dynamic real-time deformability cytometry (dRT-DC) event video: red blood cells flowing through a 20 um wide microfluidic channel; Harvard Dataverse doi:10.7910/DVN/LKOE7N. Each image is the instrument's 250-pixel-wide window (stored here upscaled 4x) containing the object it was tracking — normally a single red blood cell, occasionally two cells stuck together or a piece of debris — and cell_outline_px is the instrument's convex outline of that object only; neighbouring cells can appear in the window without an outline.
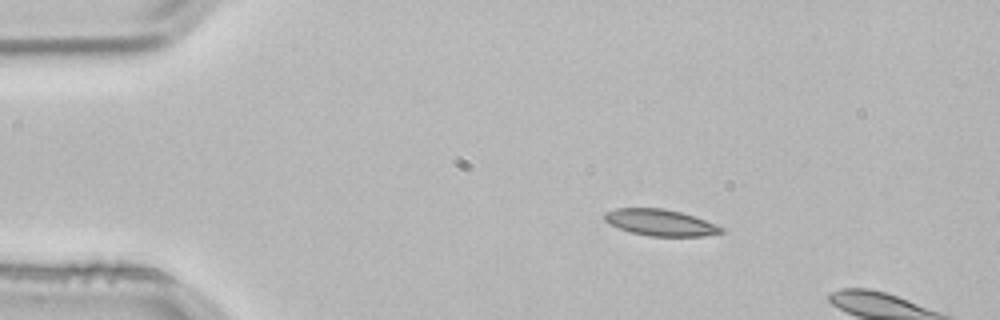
{"species": "common noctule bat (a hibernating species)", "species_latin": "Nyctalus noctula", "temperature_condition": "room temperature", "stored_images_in_passage": 2, "camera_frame_rate_fps": 3000, "um_per_image_px": 0.085, "animal": {"sex": "male", "body_mass_g": 21.5, "forearm_length_mm": 52.0}, "frame": {"image": 1, "passage_image": 1, "time_ms": 0.0, "image_size_px": [1000, 320], "cell_outline_px": [[724, 232], [704, 236], [648, 236], [632, 232], [620, 228], [604, 220], [604, 212], [616, 208], [664, 208], [680, 212], [704, 220], [724, 228]], "centroid_in_image_um": [56.12, 18.91], "position_along_channel_um": 28.9, "area_um2": 17.74}}